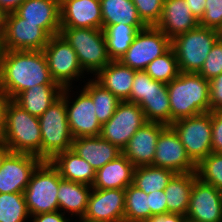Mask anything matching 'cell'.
I'll return each instance as SVG.
<instances>
[{
	"label": "cell",
	"instance_id": "obj_1",
	"mask_svg": "<svg viewBox=\"0 0 222 222\" xmlns=\"http://www.w3.org/2000/svg\"><path fill=\"white\" fill-rule=\"evenodd\" d=\"M58 84L51 75L43 51L3 50L0 60V92L13 100L35 85Z\"/></svg>",
	"mask_w": 222,
	"mask_h": 222
},
{
	"label": "cell",
	"instance_id": "obj_2",
	"mask_svg": "<svg viewBox=\"0 0 222 222\" xmlns=\"http://www.w3.org/2000/svg\"><path fill=\"white\" fill-rule=\"evenodd\" d=\"M171 124L210 112L209 81L198 73H183L167 84Z\"/></svg>",
	"mask_w": 222,
	"mask_h": 222
},
{
	"label": "cell",
	"instance_id": "obj_3",
	"mask_svg": "<svg viewBox=\"0 0 222 222\" xmlns=\"http://www.w3.org/2000/svg\"><path fill=\"white\" fill-rule=\"evenodd\" d=\"M2 142L11 152L28 153L41 159L42 135L39 118L9 100Z\"/></svg>",
	"mask_w": 222,
	"mask_h": 222
},
{
	"label": "cell",
	"instance_id": "obj_4",
	"mask_svg": "<svg viewBox=\"0 0 222 222\" xmlns=\"http://www.w3.org/2000/svg\"><path fill=\"white\" fill-rule=\"evenodd\" d=\"M60 34L76 52L83 71L97 74L111 61L103 29L61 27Z\"/></svg>",
	"mask_w": 222,
	"mask_h": 222
},
{
	"label": "cell",
	"instance_id": "obj_5",
	"mask_svg": "<svg viewBox=\"0 0 222 222\" xmlns=\"http://www.w3.org/2000/svg\"><path fill=\"white\" fill-rule=\"evenodd\" d=\"M222 36L212 28L198 26L171 40L180 72L198 73L215 42Z\"/></svg>",
	"mask_w": 222,
	"mask_h": 222
},
{
	"label": "cell",
	"instance_id": "obj_6",
	"mask_svg": "<svg viewBox=\"0 0 222 222\" xmlns=\"http://www.w3.org/2000/svg\"><path fill=\"white\" fill-rule=\"evenodd\" d=\"M41 129V160L50 161L56 154L72 148L65 99L60 96L39 117Z\"/></svg>",
	"mask_w": 222,
	"mask_h": 222
},
{
	"label": "cell",
	"instance_id": "obj_7",
	"mask_svg": "<svg viewBox=\"0 0 222 222\" xmlns=\"http://www.w3.org/2000/svg\"><path fill=\"white\" fill-rule=\"evenodd\" d=\"M61 176L50 161H42L33 171L24 190L30 216L59 211L57 193Z\"/></svg>",
	"mask_w": 222,
	"mask_h": 222
},
{
	"label": "cell",
	"instance_id": "obj_8",
	"mask_svg": "<svg viewBox=\"0 0 222 222\" xmlns=\"http://www.w3.org/2000/svg\"><path fill=\"white\" fill-rule=\"evenodd\" d=\"M170 126L196 165L212 152L211 112L176 120Z\"/></svg>",
	"mask_w": 222,
	"mask_h": 222
},
{
	"label": "cell",
	"instance_id": "obj_9",
	"mask_svg": "<svg viewBox=\"0 0 222 222\" xmlns=\"http://www.w3.org/2000/svg\"><path fill=\"white\" fill-rule=\"evenodd\" d=\"M171 48V39L156 26H146L138 31L133 43L119 61L134 70H145L155 58Z\"/></svg>",
	"mask_w": 222,
	"mask_h": 222
},
{
	"label": "cell",
	"instance_id": "obj_10",
	"mask_svg": "<svg viewBox=\"0 0 222 222\" xmlns=\"http://www.w3.org/2000/svg\"><path fill=\"white\" fill-rule=\"evenodd\" d=\"M42 51L52 79L62 88L70 87L71 80L84 73L76 52L61 34L51 36Z\"/></svg>",
	"mask_w": 222,
	"mask_h": 222
},
{
	"label": "cell",
	"instance_id": "obj_11",
	"mask_svg": "<svg viewBox=\"0 0 222 222\" xmlns=\"http://www.w3.org/2000/svg\"><path fill=\"white\" fill-rule=\"evenodd\" d=\"M1 38L3 50L42 51L50 36L38 24L10 12L6 13Z\"/></svg>",
	"mask_w": 222,
	"mask_h": 222
},
{
	"label": "cell",
	"instance_id": "obj_12",
	"mask_svg": "<svg viewBox=\"0 0 222 222\" xmlns=\"http://www.w3.org/2000/svg\"><path fill=\"white\" fill-rule=\"evenodd\" d=\"M146 122L144 111L138 104L121 101L113 116L102 124L100 137L122 151L136 131Z\"/></svg>",
	"mask_w": 222,
	"mask_h": 222
},
{
	"label": "cell",
	"instance_id": "obj_13",
	"mask_svg": "<svg viewBox=\"0 0 222 222\" xmlns=\"http://www.w3.org/2000/svg\"><path fill=\"white\" fill-rule=\"evenodd\" d=\"M153 166L170 169L175 173L196 171V164L188 156L177 133L171 126H166L159 135Z\"/></svg>",
	"mask_w": 222,
	"mask_h": 222
},
{
	"label": "cell",
	"instance_id": "obj_14",
	"mask_svg": "<svg viewBox=\"0 0 222 222\" xmlns=\"http://www.w3.org/2000/svg\"><path fill=\"white\" fill-rule=\"evenodd\" d=\"M69 87L63 88L68 124L73 138L100 136L102 125L97 120L92 98L82 89L72 105H69ZM69 103V104H68ZM70 106V107H69Z\"/></svg>",
	"mask_w": 222,
	"mask_h": 222
},
{
	"label": "cell",
	"instance_id": "obj_15",
	"mask_svg": "<svg viewBox=\"0 0 222 222\" xmlns=\"http://www.w3.org/2000/svg\"><path fill=\"white\" fill-rule=\"evenodd\" d=\"M41 162L35 155L11 152L0 168V193H24L33 171Z\"/></svg>",
	"mask_w": 222,
	"mask_h": 222
},
{
	"label": "cell",
	"instance_id": "obj_16",
	"mask_svg": "<svg viewBox=\"0 0 222 222\" xmlns=\"http://www.w3.org/2000/svg\"><path fill=\"white\" fill-rule=\"evenodd\" d=\"M186 219L188 222H222L219 189L197 178L193 183Z\"/></svg>",
	"mask_w": 222,
	"mask_h": 222
},
{
	"label": "cell",
	"instance_id": "obj_17",
	"mask_svg": "<svg viewBox=\"0 0 222 222\" xmlns=\"http://www.w3.org/2000/svg\"><path fill=\"white\" fill-rule=\"evenodd\" d=\"M125 190L92 189L83 218L102 222H124Z\"/></svg>",
	"mask_w": 222,
	"mask_h": 222
},
{
	"label": "cell",
	"instance_id": "obj_18",
	"mask_svg": "<svg viewBox=\"0 0 222 222\" xmlns=\"http://www.w3.org/2000/svg\"><path fill=\"white\" fill-rule=\"evenodd\" d=\"M166 125L146 122L129 140L122 154L136 167L153 165L156 144Z\"/></svg>",
	"mask_w": 222,
	"mask_h": 222
},
{
	"label": "cell",
	"instance_id": "obj_19",
	"mask_svg": "<svg viewBox=\"0 0 222 222\" xmlns=\"http://www.w3.org/2000/svg\"><path fill=\"white\" fill-rule=\"evenodd\" d=\"M60 25L102 29L100 0H60Z\"/></svg>",
	"mask_w": 222,
	"mask_h": 222
},
{
	"label": "cell",
	"instance_id": "obj_20",
	"mask_svg": "<svg viewBox=\"0 0 222 222\" xmlns=\"http://www.w3.org/2000/svg\"><path fill=\"white\" fill-rule=\"evenodd\" d=\"M14 12L38 24L50 37L60 34V0H25Z\"/></svg>",
	"mask_w": 222,
	"mask_h": 222
},
{
	"label": "cell",
	"instance_id": "obj_21",
	"mask_svg": "<svg viewBox=\"0 0 222 222\" xmlns=\"http://www.w3.org/2000/svg\"><path fill=\"white\" fill-rule=\"evenodd\" d=\"M199 26L185 0H164L162 15L156 27L171 40Z\"/></svg>",
	"mask_w": 222,
	"mask_h": 222
},
{
	"label": "cell",
	"instance_id": "obj_22",
	"mask_svg": "<svg viewBox=\"0 0 222 222\" xmlns=\"http://www.w3.org/2000/svg\"><path fill=\"white\" fill-rule=\"evenodd\" d=\"M71 149L87 161L95 171L122 154L116 145L100 136L73 138Z\"/></svg>",
	"mask_w": 222,
	"mask_h": 222
},
{
	"label": "cell",
	"instance_id": "obj_23",
	"mask_svg": "<svg viewBox=\"0 0 222 222\" xmlns=\"http://www.w3.org/2000/svg\"><path fill=\"white\" fill-rule=\"evenodd\" d=\"M136 71L122 64L119 60H111L95 74V79L97 78L96 81L120 101H129Z\"/></svg>",
	"mask_w": 222,
	"mask_h": 222
},
{
	"label": "cell",
	"instance_id": "obj_24",
	"mask_svg": "<svg viewBox=\"0 0 222 222\" xmlns=\"http://www.w3.org/2000/svg\"><path fill=\"white\" fill-rule=\"evenodd\" d=\"M135 166L121 154L96 171L93 189H123L133 184Z\"/></svg>",
	"mask_w": 222,
	"mask_h": 222
},
{
	"label": "cell",
	"instance_id": "obj_25",
	"mask_svg": "<svg viewBox=\"0 0 222 222\" xmlns=\"http://www.w3.org/2000/svg\"><path fill=\"white\" fill-rule=\"evenodd\" d=\"M147 122L171 125V110L167 84L152 80L148 82L147 97L139 104Z\"/></svg>",
	"mask_w": 222,
	"mask_h": 222
},
{
	"label": "cell",
	"instance_id": "obj_26",
	"mask_svg": "<svg viewBox=\"0 0 222 222\" xmlns=\"http://www.w3.org/2000/svg\"><path fill=\"white\" fill-rule=\"evenodd\" d=\"M50 162L58 170L63 179L90 186L95 181L96 171L72 149L56 154Z\"/></svg>",
	"mask_w": 222,
	"mask_h": 222
},
{
	"label": "cell",
	"instance_id": "obj_27",
	"mask_svg": "<svg viewBox=\"0 0 222 222\" xmlns=\"http://www.w3.org/2000/svg\"><path fill=\"white\" fill-rule=\"evenodd\" d=\"M59 84L35 85L19 93L13 101L31 115L40 117L61 96Z\"/></svg>",
	"mask_w": 222,
	"mask_h": 222
},
{
	"label": "cell",
	"instance_id": "obj_28",
	"mask_svg": "<svg viewBox=\"0 0 222 222\" xmlns=\"http://www.w3.org/2000/svg\"><path fill=\"white\" fill-rule=\"evenodd\" d=\"M196 172L176 173L164 189L166 195L167 214H180L186 216L190 195Z\"/></svg>",
	"mask_w": 222,
	"mask_h": 222
},
{
	"label": "cell",
	"instance_id": "obj_29",
	"mask_svg": "<svg viewBox=\"0 0 222 222\" xmlns=\"http://www.w3.org/2000/svg\"><path fill=\"white\" fill-rule=\"evenodd\" d=\"M92 189L90 185L61 178L57 193L59 211L64 209L65 213L66 209V212L71 215L75 214L79 215V218H83Z\"/></svg>",
	"mask_w": 222,
	"mask_h": 222
},
{
	"label": "cell",
	"instance_id": "obj_30",
	"mask_svg": "<svg viewBox=\"0 0 222 222\" xmlns=\"http://www.w3.org/2000/svg\"><path fill=\"white\" fill-rule=\"evenodd\" d=\"M102 25L122 23L132 25L138 31L146 25L139 18L132 0H100Z\"/></svg>",
	"mask_w": 222,
	"mask_h": 222
},
{
	"label": "cell",
	"instance_id": "obj_31",
	"mask_svg": "<svg viewBox=\"0 0 222 222\" xmlns=\"http://www.w3.org/2000/svg\"><path fill=\"white\" fill-rule=\"evenodd\" d=\"M102 29L111 60H119L133 43L138 33V30L134 26L122 23L102 25Z\"/></svg>",
	"mask_w": 222,
	"mask_h": 222
},
{
	"label": "cell",
	"instance_id": "obj_32",
	"mask_svg": "<svg viewBox=\"0 0 222 222\" xmlns=\"http://www.w3.org/2000/svg\"><path fill=\"white\" fill-rule=\"evenodd\" d=\"M175 174L170 169L153 165L136 167L133 174V185L148 195L153 191L164 190Z\"/></svg>",
	"mask_w": 222,
	"mask_h": 222
},
{
	"label": "cell",
	"instance_id": "obj_33",
	"mask_svg": "<svg viewBox=\"0 0 222 222\" xmlns=\"http://www.w3.org/2000/svg\"><path fill=\"white\" fill-rule=\"evenodd\" d=\"M83 90L92 98L97 120L102 125L114 114L120 100L95 79L86 83Z\"/></svg>",
	"mask_w": 222,
	"mask_h": 222
},
{
	"label": "cell",
	"instance_id": "obj_34",
	"mask_svg": "<svg viewBox=\"0 0 222 222\" xmlns=\"http://www.w3.org/2000/svg\"><path fill=\"white\" fill-rule=\"evenodd\" d=\"M150 218L147 194L133 184L125 189L124 222H145Z\"/></svg>",
	"mask_w": 222,
	"mask_h": 222
},
{
	"label": "cell",
	"instance_id": "obj_35",
	"mask_svg": "<svg viewBox=\"0 0 222 222\" xmlns=\"http://www.w3.org/2000/svg\"><path fill=\"white\" fill-rule=\"evenodd\" d=\"M29 216L24 193H0V222H25Z\"/></svg>",
	"mask_w": 222,
	"mask_h": 222
},
{
	"label": "cell",
	"instance_id": "obj_36",
	"mask_svg": "<svg viewBox=\"0 0 222 222\" xmlns=\"http://www.w3.org/2000/svg\"><path fill=\"white\" fill-rule=\"evenodd\" d=\"M145 71L153 80L168 84L180 74L175 52L171 47L166 53L148 64Z\"/></svg>",
	"mask_w": 222,
	"mask_h": 222
},
{
	"label": "cell",
	"instance_id": "obj_37",
	"mask_svg": "<svg viewBox=\"0 0 222 222\" xmlns=\"http://www.w3.org/2000/svg\"><path fill=\"white\" fill-rule=\"evenodd\" d=\"M195 172L202 182L222 188V154L211 152L196 165Z\"/></svg>",
	"mask_w": 222,
	"mask_h": 222
},
{
	"label": "cell",
	"instance_id": "obj_38",
	"mask_svg": "<svg viewBox=\"0 0 222 222\" xmlns=\"http://www.w3.org/2000/svg\"><path fill=\"white\" fill-rule=\"evenodd\" d=\"M139 18L146 26H156L159 22L164 0H132Z\"/></svg>",
	"mask_w": 222,
	"mask_h": 222
},
{
	"label": "cell",
	"instance_id": "obj_39",
	"mask_svg": "<svg viewBox=\"0 0 222 222\" xmlns=\"http://www.w3.org/2000/svg\"><path fill=\"white\" fill-rule=\"evenodd\" d=\"M198 74L208 81L222 74V36L213 45Z\"/></svg>",
	"mask_w": 222,
	"mask_h": 222
},
{
	"label": "cell",
	"instance_id": "obj_40",
	"mask_svg": "<svg viewBox=\"0 0 222 222\" xmlns=\"http://www.w3.org/2000/svg\"><path fill=\"white\" fill-rule=\"evenodd\" d=\"M199 26L212 28L222 33V0H206Z\"/></svg>",
	"mask_w": 222,
	"mask_h": 222
},
{
	"label": "cell",
	"instance_id": "obj_41",
	"mask_svg": "<svg viewBox=\"0 0 222 222\" xmlns=\"http://www.w3.org/2000/svg\"><path fill=\"white\" fill-rule=\"evenodd\" d=\"M152 80L153 78L145 70L136 71L133 78L129 102L139 105L144 97H147L148 82Z\"/></svg>",
	"mask_w": 222,
	"mask_h": 222
},
{
	"label": "cell",
	"instance_id": "obj_42",
	"mask_svg": "<svg viewBox=\"0 0 222 222\" xmlns=\"http://www.w3.org/2000/svg\"><path fill=\"white\" fill-rule=\"evenodd\" d=\"M210 112L222 111V74L209 80Z\"/></svg>",
	"mask_w": 222,
	"mask_h": 222
},
{
	"label": "cell",
	"instance_id": "obj_43",
	"mask_svg": "<svg viewBox=\"0 0 222 222\" xmlns=\"http://www.w3.org/2000/svg\"><path fill=\"white\" fill-rule=\"evenodd\" d=\"M212 152L222 154V111L211 112Z\"/></svg>",
	"mask_w": 222,
	"mask_h": 222
},
{
	"label": "cell",
	"instance_id": "obj_44",
	"mask_svg": "<svg viewBox=\"0 0 222 222\" xmlns=\"http://www.w3.org/2000/svg\"><path fill=\"white\" fill-rule=\"evenodd\" d=\"M147 198L150 208V218L152 216L167 214L166 195L164 190L153 191L147 195Z\"/></svg>",
	"mask_w": 222,
	"mask_h": 222
},
{
	"label": "cell",
	"instance_id": "obj_45",
	"mask_svg": "<svg viewBox=\"0 0 222 222\" xmlns=\"http://www.w3.org/2000/svg\"><path fill=\"white\" fill-rule=\"evenodd\" d=\"M64 216L63 212L55 211L40 213L31 217L34 218L32 222H69V219Z\"/></svg>",
	"mask_w": 222,
	"mask_h": 222
},
{
	"label": "cell",
	"instance_id": "obj_46",
	"mask_svg": "<svg viewBox=\"0 0 222 222\" xmlns=\"http://www.w3.org/2000/svg\"><path fill=\"white\" fill-rule=\"evenodd\" d=\"M145 222H188L186 216L180 214H164V215H157L152 216Z\"/></svg>",
	"mask_w": 222,
	"mask_h": 222
},
{
	"label": "cell",
	"instance_id": "obj_47",
	"mask_svg": "<svg viewBox=\"0 0 222 222\" xmlns=\"http://www.w3.org/2000/svg\"><path fill=\"white\" fill-rule=\"evenodd\" d=\"M9 100V98L0 92V142H2L4 138L6 108Z\"/></svg>",
	"mask_w": 222,
	"mask_h": 222
},
{
	"label": "cell",
	"instance_id": "obj_48",
	"mask_svg": "<svg viewBox=\"0 0 222 222\" xmlns=\"http://www.w3.org/2000/svg\"><path fill=\"white\" fill-rule=\"evenodd\" d=\"M191 8L192 14L200 20L204 14L206 0H185Z\"/></svg>",
	"mask_w": 222,
	"mask_h": 222
},
{
	"label": "cell",
	"instance_id": "obj_49",
	"mask_svg": "<svg viewBox=\"0 0 222 222\" xmlns=\"http://www.w3.org/2000/svg\"><path fill=\"white\" fill-rule=\"evenodd\" d=\"M25 0H0V8L6 12H14Z\"/></svg>",
	"mask_w": 222,
	"mask_h": 222
},
{
	"label": "cell",
	"instance_id": "obj_50",
	"mask_svg": "<svg viewBox=\"0 0 222 222\" xmlns=\"http://www.w3.org/2000/svg\"><path fill=\"white\" fill-rule=\"evenodd\" d=\"M10 153H11L10 149L3 142H0V168L2 167L4 159Z\"/></svg>",
	"mask_w": 222,
	"mask_h": 222
},
{
	"label": "cell",
	"instance_id": "obj_51",
	"mask_svg": "<svg viewBox=\"0 0 222 222\" xmlns=\"http://www.w3.org/2000/svg\"><path fill=\"white\" fill-rule=\"evenodd\" d=\"M5 17H6V12H4L0 8V32H2V29H3V26H4Z\"/></svg>",
	"mask_w": 222,
	"mask_h": 222
},
{
	"label": "cell",
	"instance_id": "obj_52",
	"mask_svg": "<svg viewBox=\"0 0 222 222\" xmlns=\"http://www.w3.org/2000/svg\"><path fill=\"white\" fill-rule=\"evenodd\" d=\"M3 48H2V38H1V32H0V60L2 56Z\"/></svg>",
	"mask_w": 222,
	"mask_h": 222
},
{
	"label": "cell",
	"instance_id": "obj_53",
	"mask_svg": "<svg viewBox=\"0 0 222 222\" xmlns=\"http://www.w3.org/2000/svg\"><path fill=\"white\" fill-rule=\"evenodd\" d=\"M80 222H102V221H95V220H88V219H80Z\"/></svg>",
	"mask_w": 222,
	"mask_h": 222
},
{
	"label": "cell",
	"instance_id": "obj_54",
	"mask_svg": "<svg viewBox=\"0 0 222 222\" xmlns=\"http://www.w3.org/2000/svg\"><path fill=\"white\" fill-rule=\"evenodd\" d=\"M219 191H220V198H221V201H222V188H220Z\"/></svg>",
	"mask_w": 222,
	"mask_h": 222
}]
</instances>
